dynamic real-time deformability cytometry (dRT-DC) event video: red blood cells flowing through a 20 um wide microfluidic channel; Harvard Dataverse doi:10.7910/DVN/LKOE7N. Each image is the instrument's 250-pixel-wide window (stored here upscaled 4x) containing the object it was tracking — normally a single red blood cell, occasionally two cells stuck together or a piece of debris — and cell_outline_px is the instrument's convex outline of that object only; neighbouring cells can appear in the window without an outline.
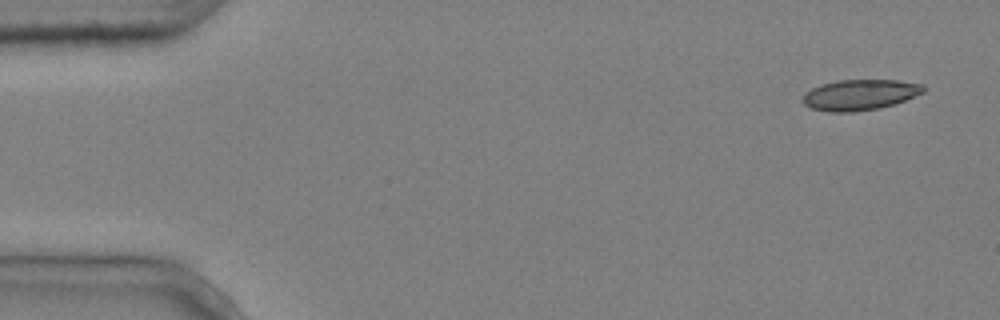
{"species": "common noctule bat (a hibernating species)", "species_latin": "Nyctalus noctula", "temperature_condition": "cold", "stored_images_in_passage": 6, "camera_frame_rate_fps": 3000, "um_per_image_px": 0.085, "animal": {"sex": "male", "body_mass_g": 20.4}, "frame": {"image": 1, "passage_image": 1, "time_ms": 0.0, "image_size_px": [1000, 320], "cell_outline_px": [[924, 92], [904, 100], [880, 108], [852, 112], [828, 112], [812, 108], [804, 104], [800, 100], [812, 88], [820, 84], [836, 80], [896, 80], [924, 84]], "centroid_in_image_um": [73.07, 8.05], "position_along_channel_um": 11.9, "area_um2": 21.5}}
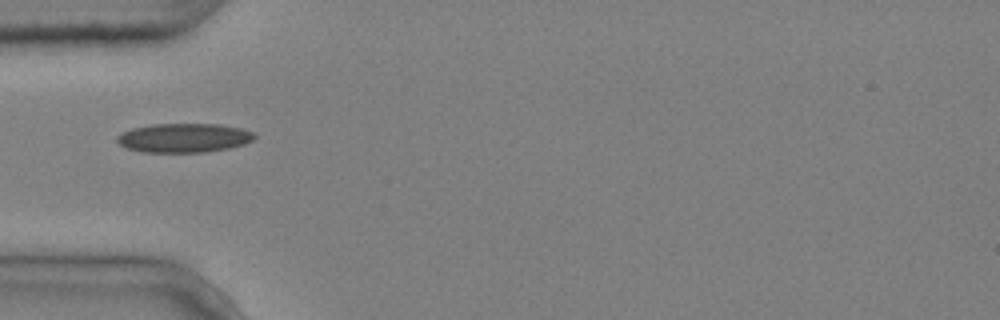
{"frame": {"image": 2, "passage_image": 5, "time_ms": 1.333, "image_size_px": [1000, 320], "cell_outline_px": [[256, 136], [252, 140], [244, 144], [228, 148], [204, 152], [144, 152], [128, 148], [120, 144], [116, 140], [116, 136], [132, 128], [152, 124], [220, 124], [240, 128], [252, 132]], "centroid_in_image_um": [15.63, 11.71], "position_along_channel_um": 69.4, "area_um2": 23.12}}